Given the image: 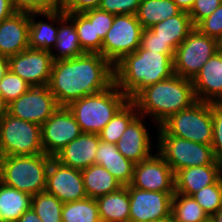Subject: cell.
Masks as SVG:
<instances>
[{
    "instance_id": "cell-1",
    "label": "cell",
    "mask_w": 222,
    "mask_h": 222,
    "mask_svg": "<svg viewBox=\"0 0 222 222\" xmlns=\"http://www.w3.org/2000/svg\"><path fill=\"white\" fill-rule=\"evenodd\" d=\"M115 83L114 65L101 54L53 62L48 88L60 106L102 92Z\"/></svg>"
},
{
    "instance_id": "cell-2",
    "label": "cell",
    "mask_w": 222,
    "mask_h": 222,
    "mask_svg": "<svg viewBox=\"0 0 222 222\" xmlns=\"http://www.w3.org/2000/svg\"><path fill=\"white\" fill-rule=\"evenodd\" d=\"M174 55L139 46L114 65L115 84L132 100L145 87L174 75Z\"/></svg>"
},
{
    "instance_id": "cell-3",
    "label": "cell",
    "mask_w": 222,
    "mask_h": 222,
    "mask_svg": "<svg viewBox=\"0 0 222 222\" xmlns=\"http://www.w3.org/2000/svg\"><path fill=\"white\" fill-rule=\"evenodd\" d=\"M132 101L139 115L151 118L159 127L171 115L189 108L196 97L193 82L176 74L142 89Z\"/></svg>"
},
{
    "instance_id": "cell-4",
    "label": "cell",
    "mask_w": 222,
    "mask_h": 222,
    "mask_svg": "<svg viewBox=\"0 0 222 222\" xmlns=\"http://www.w3.org/2000/svg\"><path fill=\"white\" fill-rule=\"evenodd\" d=\"M128 100L114 83L102 92L71 102L67 107L83 133L99 134Z\"/></svg>"
},
{
    "instance_id": "cell-5",
    "label": "cell",
    "mask_w": 222,
    "mask_h": 222,
    "mask_svg": "<svg viewBox=\"0 0 222 222\" xmlns=\"http://www.w3.org/2000/svg\"><path fill=\"white\" fill-rule=\"evenodd\" d=\"M52 158L46 154L2 157L0 182L31 196L45 192L47 172Z\"/></svg>"
},
{
    "instance_id": "cell-6",
    "label": "cell",
    "mask_w": 222,
    "mask_h": 222,
    "mask_svg": "<svg viewBox=\"0 0 222 222\" xmlns=\"http://www.w3.org/2000/svg\"><path fill=\"white\" fill-rule=\"evenodd\" d=\"M155 129L158 136H176L211 146L212 104L197 100L189 108L171 115Z\"/></svg>"
},
{
    "instance_id": "cell-7",
    "label": "cell",
    "mask_w": 222,
    "mask_h": 222,
    "mask_svg": "<svg viewBox=\"0 0 222 222\" xmlns=\"http://www.w3.org/2000/svg\"><path fill=\"white\" fill-rule=\"evenodd\" d=\"M158 137V138H157ZM156 152L168 163L174 174L194 166L222 165L210 145L200 144L176 136H157Z\"/></svg>"
},
{
    "instance_id": "cell-8",
    "label": "cell",
    "mask_w": 222,
    "mask_h": 222,
    "mask_svg": "<svg viewBox=\"0 0 222 222\" xmlns=\"http://www.w3.org/2000/svg\"><path fill=\"white\" fill-rule=\"evenodd\" d=\"M0 151L2 157L45 154L41 126L6 113L0 119Z\"/></svg>"
},
{
    "instance_id": "cell-9",
    "label": "cell",
    "mask_w": 222,
    "mask_h": 222,
    "mask_svg": "<svg viewBox=\"0 0 222 222\" xmlns=\"http://www.w3.org/2000/svg\"><path fill=\"white\" fill-rule=\"evenodd\" d=\"M220 49L218 40L194 28L175 51L174 74L193 80L202 66Z\"/></svg>"
},
{
    "instance_id": "cell-10",
    "label": "cell",
    "mask_w": 222,
    "mask_h": 222,
    "mask_svg": "<svg viewBox=\"0 0 222 222\" xmlns=\"http://www.w3.org/2000/svg\"><path fill=\"white\" fill-rule=\"evenodd\" d=\"M143 27L134 14L115 15L102 41L101 55L113 65L140 46Z\"/></svg>"
},
{
    "instance_id": "cell-11",
    "label": "cell",
    "mask_w": 222,
    "mask_h": 222,
    "mask_svg": "<svg viewBox=\"0 0 222 222\" xmlns=\"http://www.w3.org/2000/svg\"><path fill=\"white\" fill-rule=\"evenodd\" d=\"M59 107L48 86H31L8 104V114L42 126Z\"/></svg>"
},
{
    "instance_id": "cell-12",
    "label": "cell",
    "mask_w": 222,
    "mask_h": 222,
    "mask_svg": "<svg viewBox=\"0 0 222 222\" xmlns=\"http://www.w3.org/2000/svg\"><path fill=\"white\" fill-rule=\"evenodd\" d=\"M82 133L80 125L68 107L60 106L41 126L44 153L54 157Z\"/></svg>"
},
{
    "instance_id": "cell-13",
    "label": "cell",
    "mask_w": 222,
    "mask_h": 222,
    "mask_svg": "<svg viewBox=\"0 0 222 222\" xmlns=\"http://www.w3.org/2000/svg\"><path fill=\"white\" fill-rule=\"evenodd\" d=\"M130 199L129 222H148L171 216V202L175 193L146 191L128 185Z\"/></svg>"
},
{
    "instance_id": "cell-14",
    "label": "cell",
    "mask_w": 222,
    "mask_h": 222,
    "mask_svg": "<svg viewBox=\"0 0 222 222\" xmlns=\"http://www.w3.org/2000/svg\"><path fill=\"white\" fill-rule=\"evenodd\" d=\"M134 164L130 186L146 191L175 193L174 172L157 153Z\"/></svg>"
},
{
    "instance_id": "cell-15",
    "label": "cell",
    "mask_w": 222,
    "mask_h": 222,
    "mask_svg": "<svg viewBox=\"0 0 222 222\" xmlns=\"http://www.w3.org/2000/svg\"><path fill=\"white\" fill-rule=\"evenodd\" d=\"M9 69L31 86H47L53 66L49 51L25 49L8 58Z\"/></svg>"
},
{
    "instance_id": "cell-16",
    "label": "cell",
    "mask_w": 222,
    "mask_h": 222,
    "mask_svg": "<svg viewBox=\"0 0 222 222\" xmlns=\"http://www.w3.org/2000/svg\"><path fill=\"white\" fill-rule=\"evenodd\" d=\"M45 192L62 203L87 198L81 170L65 166L54 157L48 168Z\"/></svg>"
},
{
    "instance_id": "cell-17",
    "label": "cell",
    "mask_w": 222,
    "mask_h": 222,
    "mask_svg": "<svg viewBox=\"0 0 222 222\" xmlns=\"http://www.w3.org/2000/svg\"><path fill=\"white\" fill-rule=\"evenodd\" d=\"M145 119V116L138 115L116 143L117 150L135 164L153 155L152 149L156 147L152 144V136L145 124Z\"/></svg>"
},
{
    "instance_id": "cell-18",
    "label": "cell",
    "mask_w": 222,
    "mask_h": 222,
    "mask_svg": "<svg viewBox=\"0 0 222 222\" xmlns=\"http://www.w3.org/2000/svg\"><path fill=\"white\" fill-rule=\"evenodd\" d=\"M192 82L196 100L222 102V49L209 58Z\"/></svg>"
},
{
    "instance_id": "cell-19",
    "label": "cell",
    "mask_w": 222,
    "mask_h": 222,
    "mask_svg": "<svg viewBox=\"0 0 222 222\" xmlns=\"http://www.w3.org/2000/svg\"><path fill=\"white\" fill-rule=\"evenodd\" d=\"M29 13L15 12L0 23V55L11 57L29 48Z\"/></svg>"
},
{
    "instance_id": "cell-20",
    "label": "cell",
    "mask_w": 222,
    "mask_h": 222,
    "mask_svg": "<svg viewBox=\"0 0 222 222\" xmlns=\"http://www.w3.org/2000/svg\"><path fill=\"white\" fill-rule=\"evenodd\" d=\"M66 16L67 14L63 11L29 13V48L50 52L57 42L59 23ZM37 17H41V20ZM44 17L48 22L42 19Z\"/></svg>"
},
{
    "instance_id": "cell-21",
    "label": "cell",
    "mask_w": 222,
    "mask_h": 222,
    "mask_svg": "<svg viewBox=\"0 0 222 222\" xmlns=\"http://www.w3.org/2000/svg\"><path fill=\"white\" fill-rule=\"evenodd\" d=\"M99 134L82 133L61 149L54 158L65 166L83 170L95 164Z\"/></svg>"
},
{
    "instance_id": "cell-22",
    "label": "cell",
    "mask_w": 222,
    "mask_h": 222,
    "mask_svg": "<svg viewBox=\"0 0 222 222\" xmlns=\"http://www.w3.org/2000/svg\"><path fill=\"white\" fill-rule=\"evenodd\" d=\"M222 177V165L183 168L174 174L175 193L192 196L203 187L215 184Z\"/></svg>"
},
{
    "instance_id": "cell-23",
    "label": "cell",
    "mask_w": 222,
    "mask_h": 222,
    "mask_svg": "<svg viewBox=\"0 0 222 222\" xmlns=\"http://www.w3.org/2000/svg\"><path fill=\"white\" fill-rule=\"evenodd\" d=\"M95 164L108 170L122 186L130 185L133 178L134 164L125 158L114 143L99 141Z\"/></svg>"
},
{
    "instance_id": "cell-24",
    "label": "cell",
    "mask_w": 222,
    "mask_h": 222,
    "mask_svg": "<svg viewBox=\"0 0 222 222\" xmlns=\"http://www.w3.org/2000/svg\"><path fill=\"white\" fill-rule=\"evenodd\" d=\"M95 200L101 222H129L130 199L127 186Z\"/></svg>"
},
{
    "instance_id": "cell-25",
    "label": "cell",
    "mask_w": 222,
    "mask_h": 222,
    "mask_svg": "<svg viewBox=\"0 0 222 222\" xmlns=\"http://www.w3.org/2000/svg\"><path fill=\"white\" fill-rule=\"evenodd\" d=\"M194 28L189 13L181 11L179 14L155 24L150 29L159 39L169 43L176 51Z\"/></svg>"
},
{
    "instance_id": "cell-26",
    "label": "cell",
    "mask_w": 222,
    "mask_h": 222,
    "mask_svg": "<svg viewBox=\"0 0 222 222\" xmlns=\"http://www.w3.org/2000/svg\"><path fill=\"white\" fill-rule=\"evenodd\" d=\"M81 172L87 197L96 199L123 187L119 181L101 165L93 164L81 170Z\"/></svg>"
},
{
    "instance_id": "cell-27",
    "label": "cell",
    "mask_w": 222,
    "mask_h": 222,
    "mask_svg": "<svg viewBox=\"0 0 222 222\" xmlns=\"http://www.w3.org/2000/svg\"><path fill=\"white\" fill-rule=\"evenodd\" d=\"M50 53L54 61L75 58L85 54L80 46L74 22L68 16L59 23L57 42Z\"/></svg>"
},
{
    "instance_id": "cell-28",
    "label": "cell",
    "mask_w": 222,
    "mask_h": 222,
    "mask_svg": "<svg viewBox=\"0 0 222 222\" xmlns=\"http://www.w3.org/2000/svg\"><path fill=\"white\" fill-rule=\"evenodd\" d=\"M181 11L173 0H141L136 16L144 29H150Z\"/></svg>"
},
{
    "instance_id": "cell-29",
    "label": "cell",
    "mask_w": 222,
    "mask_h": 222,
    "mask_svg": "<svg viewBox=\"0 0 222 222\" xmlns=\"http://www.w3.org/2000/svg\"><path fill=\"white\" fill-rule=\"evenodd\" d=\"M32 196L0 182V213L4 222H16L31 208Z\"/></svg>"
},
{
    "instance_id": "cell-30",
    "label": "cell",
    "mask_w": 222,
    "mask_h": 222,
    "mask_svg": "<svg viewBox=\"0 0 222 222\" xmlns=\"http://www.w3.org/2000/svg\"><path fill=\"white\" fill-rule=\"evenodd\" d=\"M139 115L136 104L128 100L99 133L100 140L114 143L120 140L128 125Z\"/></svg>"
},
{
    "instance_id": "cell-31",
    "label": "cell",
    "mask_w": 222,
    "mask_h": 222,
    "mask_svg": "<svg viewBox=\"0 0 222 222\" xmlns=\"http://www.w3.org/2000/svg\"><path fill=\"white\" fill-rule=\"evenodd\" d=\"M173 222H210V217L192 196L175 193L171 202Z\"/></svg>"
},
{
    "instance_id": "cell-32",
    "label": "cell",
    "mask_w": 222,
    "mask_h": 222,
    "mask_svg": "<svg viewBox=\"0 0 222 222\" xmlns=\"http://www.w3.org/2000/svg\"><path fill=\"white\" fill-rule=\"evenodd\" d=\"M61 217L62 222H101L97 202L90 197L64 203Z\"/></svg>"
},
{
    "instance_id": "cell-33",
    "label": "cell",
    "mask_w": 222,
    "mask_h": 222,
    "mask_svg": "<svg viewBox=\"0 0 222 222\" xmlns=\"http://www.w3.org/2000/svg\"><path fill=\"white\" fill-rule=\"evenodd\" d=\"M74 22L80 46L85 53H101L102 40L95 38L94 21H89L82 13L67 14Z\"/></svg>"
},
{
    "instance_id": "cell-34",
    "label": "cell",
    "mask_w": 222,
    "mask_h": 222,
    "mask_svg": "<svg viewBox=\"0 0 222 222\" xmlns=\"http://www.w3.org/2000/svg\"><path fill=\"white\" fill-rule=\"evenodd\" d=\"M63 204L54 195L42 192L32 196L31 208L41 219V222H62Z\"/></svg>"
},
{
    "instance_id": "cell-35",
    "label": "cell",
    "mask_w": 222,
    "mask_h": 222,
    "mask_svg": "<svg viewBox=\"0 0 222 222\" xmlns=\"http://www.w3.org/2000/svg\"><path fill=\"white\" fill-rule=\"evenodd\" d=\"M192 197L211 218L222 208V177L215 184L203 187L200 191L194 193Z\"/></svg>"
},
{
    "instance_id": "cell-36",
    "label": "cell",
    "mask_w": 222,
    "mask_h": 222,
    "mask_svg": "<svg viewBox=\"0 0 222 222\" xmlns=\"http://www.w3.org/2000/svg\"><path fill=\"white\" fill-rule=\"evenodd\" d=\"M31 85L25 80L14 74L10 69L0 80V94L7 104L18 99Z\"/></svg>"
},
{
    "instance_id": "cell-37",
    "label": "cell",
    "mask_w": 222,
    "mask_h": 222,
    "mask_svg": "<svg viewBox=\"0 0 222 222\" xmlns=\"http://www.w3.org/2000/svg\"><path fill=\"white\" fill-rule=\"evenodd\" d=\"M82 14L89 21H94L95 38H100L103 41L106 33L112 27L115 15L99 8L84 11Z\"/></svg>"
},
{
    "instance_id": "cell-38",
    "label": "cell",
    "mask_w": 222,
    "mask_h": 222,
    "mask_svg": "<svg viewBox=\"0 0 222 222\" xmlns=\"http://www.w3.org/2000/svg\"><path fill=\"white\" fill-rule=\"evenodd\" d=\"M195 28L200 33L222 43V3L212 14L201 20Z\"/></svg>"
},
{
    "instance_id": "cell-39",
    "label": "cell",
    "mask_w": 222,
    "mask_h": 222,
    "mask_svg": "<svg viewBox=\"0 0 222 222\" xmlns=\"http://www.w3.org/2000/svg\"><path fill=\"white\" fill-rule=\"evenodd\" d=\"M212 145L214 155L222 162V102H212Z\"/></svg>"
},
{
    "instance_id": "cell-40",
    "label": "cell",
    "mask_w": 222,
    "mask_h": 222,
    "mask_svg": "<svg viewBox=\"0 0 222 222\" xmlns=\"http://www.w3.org/2000/svg\"><path fill=\"white\" fill-rule=\"evenodd\" d=\"M141 0H101L99 9L114 15H136Z\"/></svg>"
},
{
    "instance_id": "cell-41",
    "label": "cell",
    "mask_w": 222,
    "mask_h": 222,
    "mask_svg": "<svg viewBox=\"0 0 222 222\" xmlns=\"http://www.w3.org/2000/svg\"><path fill=\"white\" fill-rule=\"evenodd\" d=\"M140 47L158 53L175 54V49L159 39L151 29H143Z\"/></svg>"
},
{
    "instance_id": "cell-42",
    "label": "cell",
    "mask_w": 222,
    "mask_h": 222,
    "mask_svg": "<svg viewBox=\"0 0 222 222\" xmlns=\"http://www.w3.org/2000/svg\"><path fill=\"white\" fill-rule=\"evenodd\" d=\"M222 3V0H195L189 12L193 26L212 14Z\"/></svg>"
},
{
    "instance_id": "cell-43",
    "label": "cell",
    "mask_w": 222,
    "mask_h": 222,
    "mask_svg": "<svg viewBox=\"0 0 222 222\" xmlns=\"http://www.w3.org/2000/svg\"><path fill=\"white\" fill-rule=\"evenodd\" d=\"M101 0H63L62 11L66 14L82 13L98 8Z\"/></svg>"
},
{
    "instance_id": "cell-44",
    "label": "cell",
    "mask_w": 222,
    "mask_h": 222,
    "mask_svg": "<svg viewBox=\"0 0 222 222\" xmlns=\"http://www.w3.org/2000/svg\"><path fill=\"white\" fill-rule=\"evenodd\" d=\"M16 12L38 13V0H12Z\"/></svg>"
},
{
    "instance_id": "cell-45",
    "label": "cell",
    "mask_w": 222,
    "mask_h": 222,
    "mask_svg": "<svg viewBox=\"0 0 222 222\" xmlns=\"http://www.w3.org/2000/svg\"><path fill=\"white\" fill-rule=\"evenodd\" d=\"M63 0H38V13L45 11H62Z\"/></svg>"
},
{
    "instance_id": "cell-46",
    "label": "cell",
    "mask_w": 222,
    "mask_h": 222,
    "mask_svg": "<svg viewBox=\"0 0 222 222\" xmlns=\"http://www.w3.org/2000/svg\"><path fill=\"white\" fill-rule=\"evenodd\" d=\"M16 10L14 9L12 0H0V23L12 16Z\"/></svg>"
},
{
    "instance_id": "cell-47",
    "label": "cell",
    "mask_w": 222,
    "mask_h": 222,
    "mask_svg": "<svg viewBox=\"0 0 222 222\" xmlns=\"http://www.w3.org/2000/svg\"><path fill=\"white\" fill-rule=\"evenodd\" d=\"M16 222H41V219L32 208L25 211Z\"/></svg>"
},
{
    "instance_id": "cell-48",
    "label": "cell",
    "mask_w": 222,
    "mask_h": 222,
    "mask_svg": "<svg viewBox=\"0 0 222 222\" xmlns=\"http://www.w3.org/2000/svg\"><path fill=\"white\" fill-rule=\"evenodd\" d=\"M176 5L185 12H190V10L192 9L195 0H173Z\"/></svg>"
},
{
    "instance_id": "cell-49",
    "label": "cell",
    "mask_w": 222,
    "mask_h": 222,
    "mask_svg": "<svg viewBox=\"0 0 222 222\" xmlns=\"http://www.w3.org/2000/svg\"><path fill=\"white\" fill-rule=\"evenodd\" d=\"M8 70H9L8 58L0 55V80L4 77L5 73Z\"/></svg>"
},
{
    "instance_id": "cell-50",
    "label": "cell",
    "mask_w": 222,
    "mask_h": 222,
    "mask_svg": "<svg viewBox=\"0 0 222 222\" xmlns=\"http://www.w3.org/2000/svg\"><path fill=\"white\" fill-rule=\"evenodd\" d=\"M8 113V104L5 102V100L2 98V95L0 94V119Z\"/></svg>"
},
{
    "instance_id": "cell-51",
    "label": "cell",
    "mask_w": 222,
    "mask_h": 222,
    "mask_svg": "<svg viewBox=\"0 0 222 222\" xmlns=\"http://www.w3.org/2000/svg\"><path fill=\"white\" fill-rule=\"evenodd\" d=\"M210 222H222V208L210 218Z\"/></svg>"
},
{
    "instance_id": "cell-52",
    "label": "cell",
    "mask_w": 222,
    "mask_h": 222,
    "mask_svg": "<svg viewBox=\"0 0 222 222\" xmlns=\"http://www.w3.org/2000/svg\"><path fill=\"white\" fill-rule=\"evenodd\" d=\"M148 222H173L172 217H168V218H163L160 220H154V221H148Z\"/></svg>"
},
{
    "instance_id": "cell-53",
    "label": "cell",
    "mask_w": 222,
    "mask_h": 222,
    "mask_svg": "<svg viewBox=\"0 0 222 222\" xmlns=\"http://www.w3.org/2000/svg\"><path fill=\"white\" fill-rule=\"evenodd\" d=\"M0 222H4V221H3V218H2V216H1V213H0Z\"/></svg>"
}]
</instances>
